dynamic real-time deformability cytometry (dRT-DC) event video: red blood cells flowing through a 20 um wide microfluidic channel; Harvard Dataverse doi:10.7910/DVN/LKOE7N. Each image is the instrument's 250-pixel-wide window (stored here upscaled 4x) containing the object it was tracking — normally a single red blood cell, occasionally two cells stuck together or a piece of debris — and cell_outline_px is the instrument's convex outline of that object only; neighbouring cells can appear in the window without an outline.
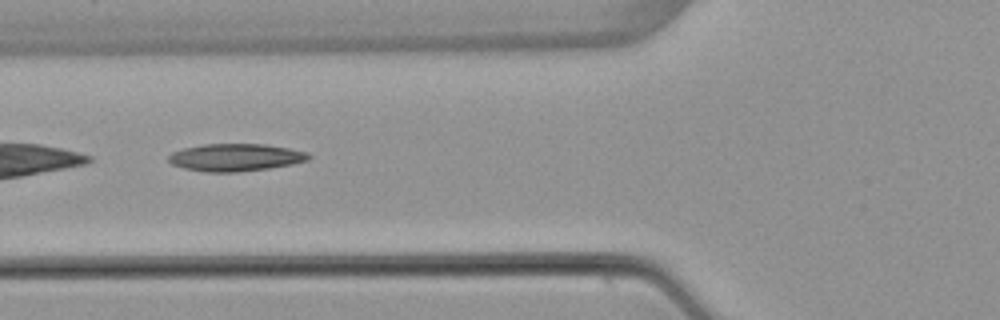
{"species": "common noctule bat (a hibernating species)", "species_latin": "Nyctalus noctula", "temperature_condition": "warm", "stored_images_in_passage": 7, "camera_frame_rate_fps": 3000, "um_per_image_px": 0.085, "animal": {"sex": "female", "body_mass_g": 22.7, "forearm_length_mm": 54.2}, "frame": {"image": 1, "passage_image": 5, "time_ms": 6.0, "image_size_px": [1000, 320], "cell_outline_px": [[312, 156], [308, 160], [292, 164], [268, 168], [236, 172], [204, 172], [184, 168], [172, 164], [168, 160], [168, 156], [172, 152], [184, 148], [204, 144], [264, 144], [288, 148], [308, 152]], "centroid_in_image_um": [20.02, 13.38], "position_along_channel_um": 105.8, "area_um2": 22.37}}
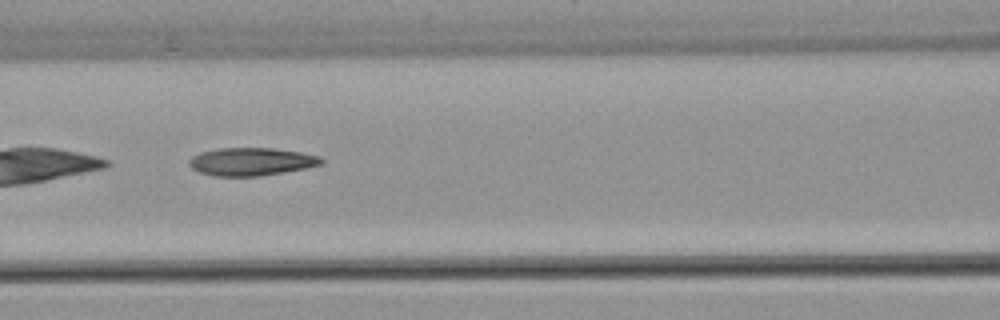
{"frame": {"image": 2, "passage_image": 6, "time_ms": 7.0, "image_size_px": [1000, 320], "cell_outline_px": [[324, 164], [308, 168], [260, 176], [212, 176], [200, 172], [192, 168], [188, 164], [188, 160], [192, 156], [200, 152], [220, 148], [272, 148], [300, 152], [320, 156], [324, 160]], "centroid_in_image_um": [21.38, 13.74], "position_along_channel_um": 145.2, "area_um2": 21.68}}
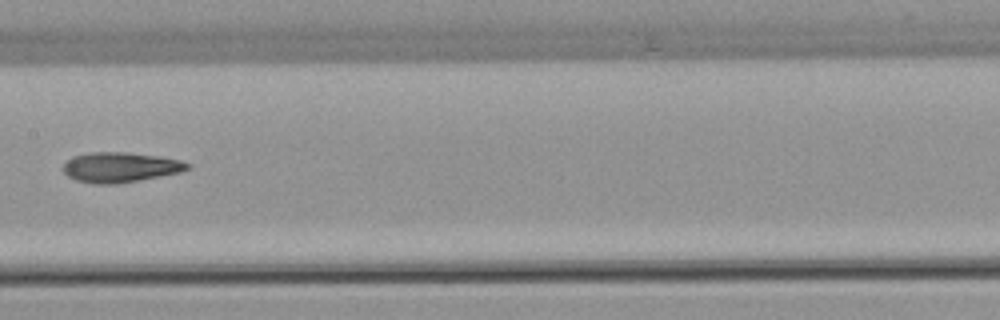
{"frame": {"image": 3, "passage_image": 7, "time_ms": 8.333, "image_size_px": [1000, 320], "cell_outline_px": [[192, 168], [180, 172], [116, 184], [92, 184], [76, 180], [68, 176], [64, 172], [64, 164], [72, 156], [88, 152], [128, 152], [160, 156], [180, 160], [192, 164]], "centroid_in_image_um": [10.24, 14.21], "position_along_channel_um": 197.2, "area_um2": 21.85}}